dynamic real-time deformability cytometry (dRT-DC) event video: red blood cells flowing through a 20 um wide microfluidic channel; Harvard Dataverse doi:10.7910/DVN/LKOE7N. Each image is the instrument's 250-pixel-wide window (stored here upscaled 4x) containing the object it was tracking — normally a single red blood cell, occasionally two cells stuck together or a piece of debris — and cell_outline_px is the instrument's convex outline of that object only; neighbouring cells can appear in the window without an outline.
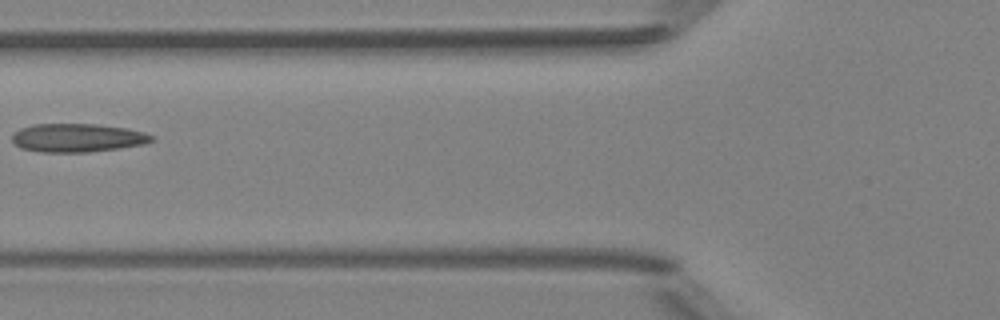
{"species": "Egyptian fruit bat (a non-hibernating species)", "species_latin": "Rousettus aegyptiacus", "temperature_condition": "room temperature", "stored_images_in_passage": 5, "camera_frame_rate_fps": 3000, "um_per_image_px": 0.085, "animal": {"sex": "female"}, "frame": {"image": 1, "passage_image": 5, "time_ms": 4.667, "image_size_px": [1000, 320], "cell_outline_px": [[156, 140], [144, 144], [88, 152], [40, 152], [20, 148], [12, 140], [12, 136], [20, 128], [36, 124], [96, 124], [124, 128], [144, 132], [152, 136]], "centroid_in_image_um": [6.57, 11.71], "position_along_channel_um": 119.2, "area_um2": 22.95}}